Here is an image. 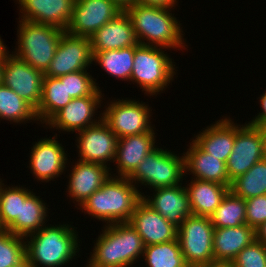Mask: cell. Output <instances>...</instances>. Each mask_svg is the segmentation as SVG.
<instances>
[{
	"label": "cell",
	"mask_w": 266,
	"mask_h": 267,
	"mask_svg": "<svg viewBox=\"0 0 266 267\" xmlns=\"http://www.w3.org/2000/svg\"><path fill=\"white\" fill-rule=\"evenodd\" d=\"M151 191H154L152 196L144 195L142 199L177 228L192 215L185 185L156 188Z\"/></svg>",
	"instance_id": "ffe728a7"
},
{
	"label": "cell",
	"mask_w": 266,
	"mask_h": 267,
	"mask_svg": "<svg viewBox=\"0 0 266 267\" xmlns=\"http://www.w3.org/2000/svg\"><path fill=\"white\" fill-rule=\"evenodd\" d=\"M0 267H27L23 237L0 228Z\"/></svg>",
	"instance_id": "e575fe53"
},
{
	"label": "cell",
	"mask_w": 266,
	"mask_h": 267,
	"mask_svg": "<svg viewBox=\"0 0 266 267\" xmlns=\"http://www.w3.org/2000/svg\"><path fill=\"white\" fill-rule=\"evenodd\" d=\"M98 89L93 95L72 99L63 109L57 112L43 127L59 132H79L97 124L102 119V111L95 118L98 108L102 107L104 94ZM98 118V119H97Z\"/></svg>",
	"instance_id": "7c38bea8"
},
{
	"label": "cell",
	"mask_w": 266,
	"mask_h": 267,
	"mask_svg": "<svg viewBox=\"0 0 266 267\" xmlns=\"http://www.w3.org/2000/svg\"><path fill=\"white\" fill-rule=\"evenodd\" d=\"M137 3L142 5L171 8V9L176 8L175 7L176 5L178 6V0H137Z\"/></svg>",
	"instance_id": "ab89813d"
},
{
	"label": "cell",
	"mask_w": 266,
	"mask_h": 267,
	"mask_svg": "<svg viewBox=\"0 0 266 267\" xmlns=\"http://www.w3.org/2000/svg\"><path fill=\"white\" fill-rule=\"evenodd\" d=\"M113 2L121 11H126L130 7L137 3V0H110Z\"/></svg>",
	"instance_id": "60d3db41"
},
{
	"label": "cell",
	"mask_w": 266,
	"mask_h": 267,
	"mask_svg": "<svg viewBox=\"0 0 266 267\" xmlns=\"http://www.w3.org/2000/svg\"><path fill=\"white\" fill-rule=\"evenodd\" d=\"M58 78L66 80V89L72 99L91 96L100 89L97 86L96 79L87 70L68 73Z\"/></svg>",
	"instance_id": "d590c367"
},
{
	"label": "cell",
	"mask_w": 266,
	"mask_h": 267,
	"mask_svg": "<svg viewBox=\"0 0 266 267\" xmlns=\"http://www.w3.org/2000/svg\"><path fill=\"white\" fill-rule=\"evenodd\" d=\"M129 223L141 236L145 246L165 243L177 238V227L143 199L136 206Z\"/></svg>",
	"instance_id": "e0dca14e"
},
{
	"label": "cell",
	"mask_w": 266,
	"mask_h": 267,
	"mask_svg": "<svg viewBox=\"0 0 266 267\" xmlns=\"http://www.w3.org/2000/svg\"><path fill=\"white\" fill-rule=\"evenodd\" d=\"M117 100L107 103L102 113V120L118 138L154 132L155 128L150 121L152 109L148 104L135 99Z\"/></svg>",
	"instance_id": "9c48e42d"
},
{
	"label": "cell",
	"mask_w": 266,
	"mask_h": 267,
	"mask_svg": "<svg viewBox=\"0 0 266 267\" xmlns=\"http://www.w3.org/2000/svg\"><path fill=\"white\" fill-rule=\"evenodd\" d=\"M259 101L261 111L257 114V116L255 115V117H253V119L248 123L250 125L263 129L266 128V91L261 94V96L259 97Z\"/></svg>",
	"instance_id": "f35d334b"
},
{
	"label": "cell",
	"mask_w": 266,
	"mask_h": 267,
	"mask_svg": "<svg viewBox=\"0 0 266 267\" xmlns=\"http://www.w3.org/2000/svg\"><path fill=\"white\" fill-rule=\"evenodd\" d=\"M200 267H235L232 262H217L214 261L208 265L200 266Z\"/></svg>",
	"instance_id": "7bdbcfd3"
},
{
	"label": "cell",
	"mask_w": 266,
	"mask_h": 267,
	"mask_svg": "<svg viewBox=\"0 0 266 267\" xmlns=\"http://www.w3.org/2000/svg\"><path fill=\"white\" fill-rule=\"evenodd\" d=\"M214 226L210 217L188 216L177 228V239L189 267H200L214 262Z\"/></svg>",
	"instance_id": "ba28073f"
},
{
	"label": "cell",
	"mask_w": 266,
	"mask_h": 267,
	"mask_svg": "<svg viewBox=\"0 0 266 267\" xmlns=\"http://www.w3.org/2000/svg\"><path fill=\"white\" fill-rule=\"evenodd\" d=\"M184 176V155L179 156L174 151L157 146L146 155L128 179L137 188L142 185L153 190L184 184Z\"/></svg>",
	"instance_id": "52a82bcc"
},
{
	"label": "cell",
	"mask_w": 266,
	"mask_h": 267,
	"mask_svg": "<svg viewBox=\"0 0 266 267\" xmlns=\"http://www.w3.org/2000/svg\"><path fill=\"white\" fill-rule=\"evenodd\" d=\"M17 44L12 53L43 73L49 67L64 30L19 19Z\"/></svg>",
	"instance_id": "8992f818"
},
{
	"label": "cell",
	"mask_w": 266,
	"mask_h": 267,
	"mask_svg": "<svg viewBox=\"0 0 266 267\" xmlns=\"http://www.w3.org/2000/svg\"><path fill=\"white\" fill-rule=\"evenodd\" d=\"M56 139H58L56 133L54 137L41 138L32 144L30 150L29 166L27 167L30 168L35 179L43 183L54 181L67 170L68 155L65 153V147Z\"/></svg>",
	"instance_id": "9a60e30c"
},
{
	"label": "cell",
	"mask_w": 266,
	"mask_h": 267,
	"mask_svg": "<svg viewBox=\"0 0 266 267\" xmlns=\"http://www.w3.org/2000/svg\"><path fill=\"white\" fill-rule=\"evenodd\" d=\"M0 118L15 124L38 121L35 109L4 85H0Z\"/></svg>",
	"instance_id": "4dcf8cb0"
},
{
	"label": "cell",
	"mask_w": 266,
	"mask_h": 267,
	"mask_svg": "<svg viewBox=\"0 0 266 267\" xmlns=\"http://www.w3.org/2000/svg\"><path fill=\"white\" fill-rule=\"evenodd\" d=\"M4 60H0V85H3Z\"/></svg>",
	"instance_id": "f6af8a7d"
},
{
	"label": "cell",
	"mask_w": 266,
	"mask_h": 267,
	"mask_svg": "<svg viewBox=\"0 0 266 267\" xmlns=\"http://www.w3.org/2000/svg\"><path fill=\"white\" fill-rule=\"evenodd\" d=\"M92 62L100 65L111 77L130 81L133 69L135 46L125 47L116 50L92 52Z\"/></svg>",
	"instance_id": "f1b7e54d"
},
{
	"label": "cell",
	"mask_w": 266,
	"mask_h": 267,
	"mask_svg": "<svg viewBox=\"0 0 266 267\" xmlns=\"http://www.w3.org/2000/svg\"><path fill=\"white\" fill-rule=\"evenodd\" d=\"M40 197L33 192L25 201H21L20 217H17L6 229L14 235L25 238L46 225L50 209Z\"/></svg>",
	"instance_id": "4316f807"
},
{
	"label": "cell",
	"mask_w": 266,
	"mask_h": 267,
	"mask_svg": "<svg viewBox=\"0 0 266 267\" xmlns=\"http://www.w3.org/2000/svg\"><path fill=\"white\" fill-rule=\"evenodd\" d=\"M3 39H1L0 36V60H4L6 56L10 53L9 50H7V46L4 45Z\"/></svg>",
	"instance_id": "ee69618b"
},
{
	"label": "cell",
	"mask_w": 266,
	"mask_h": 267,
	"mask_svg": "<svg viewBox=\"0 0 266 267\" xmlns=\"http://www.w3.org/2000/svg\"><path fill=\"white\" fill-rule=\"evenodd\" d=\"M44 73L33 68L13 53L4 59L3 85L12 89L35 110L42 97Z\"/></svg>",
	"instance_id": "5bb4252c"
},
{
	"label": "cell",
	"mask_w": 266,
	"mask_h": 267,
	"mask_svg": "<svg viewBox=\"0 0 266 267\" xmlns=\"http://www.w3.org/2000/svg\"><path fill=\"white\" fill-rule=\"evenodd\" d=\"M77 133L75 140L79 157L77 160L98 163L108 167L111 171L109 166L115 158L118 137L109 126L101 119L97 124Z\"/></svg>",
	"instance_id": "4fadbf2b"
},
{
	"label": "cell",
	"mask_w": 266,
	"mask_h": 267,
	"mask_svg": "<svg viewBox=\"0 0 266 267\" xmlns=\"http://www.w3.org/2000/svg\"><path fill=\"white\" fill-rule=\"evenodd\" d=\"M256 240L255 229L242 224L237 227L214 228V261L232 262L237 254Z\"/></svg>",
	"instance_id": "d4e9b609"
},
{
	"label": "cell",
	"mask_w": 266,
	"mask_h": 267,
	"mask_svg": "<svg viewBox=\"0 0 266 267\" xmlns=\"http://www.w3.org/2000/svg\"><path fill=\"white\" fill-rule=\"evenodd\" d=\"M28 187L7 186L0 178V228L6 229L17 217H20L21 201L31 194Z\"/></svg>",
	"instance_id": "836d02e7"
},
{
	"label": "cell",
	"mask_w": 266,
	"mask_h": 267,
	"mask_svg": "<svg viewBox=\"0 0 266 267\" xmlns=\"http://www.w3.org/2000/svg\"><path fill=\"white\" fill-rule=\"evenodd\" d=\"M189 148L184 155L185 177L192 175L194 179L212 181L230 188L226 162L218 160L215 156L206 153L194 140L191 139ZM191 172V173H190Z\"/></svg>",
	"instance_id": "603a6c76"
},
{
	"label": "cell",
	"mask_w": 266,
	"mask_h": 267,
	"mask_svg": "<svg viewBox=\"0 0 266 267\" xmlns=\"http://www.w3.org/2000/svg\"><path fill=\"white\" fill-rule=\"evenodd\" d=\"M144 195L127 177L115 173L77 209L106 225L129 222Z\"/></svg>",
	"instance_id": "6da1fadb"
},
{
	"label": "cell",
	"mask_w": 266,
	"mask_h": 267,
	"mask_svg": "<svg viewBox=\"0 0 266 267\" xmlns=\"http://www.w3.org/2000/svg\"><path fill=\"white\" fill-rule=\"evenodd\" d=\"M54 225H44L24 238L27 267H62L76 259L81 246L77 227L67 223Z\"/></svg>",
	"instance_id": "7a4b0ae2"
},
{
	"label": "cell",
	"mask_w": 266,
	"mask_h": 267,
	"mask_svg": "<svg viewBox=\"0 0 266 267\" xmlns=\"http://www.w3.org/2000/svg\"><path fill=\"white\" fill-rule=\"evenodd\" d=\"M262 134L264 137V148H265V158H266V128L262 129Z\"/></svg>",
	"instance_id": "bcb514c9"
},
{
	"label": "cell",
	"mask_w": 266,
	"mask_h": 267,
	"mask_svg": "<svg viewBox=\"0 0 266 267\" xmlns=\"http://www.w3.org/2000/svg\"><path fill=\"white\" fill-rule=\"evenodd\" d=\"M103 226L86 267H132L137 263L145 245L132 225L122 222Z\"/></svg>",
	"instance_id": "3957f363"
},
{
	"label": "cell",
	"mask_w": 266,
	"mask_h": 267,
	"mask_svg": "<svg viewBox=\"0 0 266 267\" xmlns=\"http://www.w3.org/2000/svg\"><path fill=\"white\" fill-rule=\"evenodd\" d=\"M16 2L20 9L19 19L52 25L65 31L72 17L75 0H16Z\"/></svg>",
	"instance_id": "ac0fdd59"
},
{
	"label": "cell",
	"mask_w": 266,
	"mask_h": 267,
	"mask_svg": "<svg viewBox=\"0 0 266 267\" xmlns=\"http://www.w3.org/2000/svg\"><path fill=\"white\" fill-rule=\"evenodd\" d=\"M68 177L67 196L77 203L79 207L95 191L102 187V184L111 175L110 169L104 165L91 162L78 161L73 163ZM76 201V202H75Z\"/></svg>",
	"instance_id": "d6986e66"
},
{
	"label": "cell",
	"mask_w": 266,
	"mask_h": 267,
	"mask_svg": "<svg viewBox=\"0 0 266 267\" xmlns=\"http://www.w3.org/2000/svg\"><path fill=\"white\" fill-rule=\"evenodd\" d=\"M171 8L136 3L126 10L138 43L178 50L186 49L183 27L171 13Z\"/></svg>",
	"instance_id": "277c9868"
},
{
	"label": "cell",
	"mask_w": 266,
	"mask_h": 267,
	"mask_svg": "<svg viewBox=\"0 0 266 267\" xmlns=\"http://www.w3.org/2000/svg\"><path fill=\"white\" fill-rule=\"evenodd\" d=\"M265 158L262 129L249 123H235V142L227 159L228 178L233 181L246 173L256 162Z\"/></svg>",
	"instance_id": "30bf717a"
},
{
	"label": "cell",
	"mask_w": 266,
	"mask_h": 267,
	"mask_svg": "<svg viewBox=\"0 0 266 267\" xmlns=\"http://www.w3.org/2000/svg\"><path fill=\"white\" fill-rule=\"evenodd\" d=\"M211 126L201 129L193 140L206 152L218 160L227 162L235 142V123L230 117L222 116ZM195 138V139H194Z\"/></svg>",
	"instance_id": "cb8c5ba5"
},
{
	"label": "cell",
	"mask_w": 266,
	"mask_h": 267,
	"mask_svg": "<svg viewBox=\"0 0 266 267\" xmlns=\"http://www.w3.org/2000/svg\"><path fill=\"white\" fill-rule=\"evenodd\" d=\"M235 267H266V245L254 240L232 261Z\"/></svg>",
	"instance_id": "8d00e7d4"
},
{
	"label": "cell",
	"mask_w": 266,
	"mask_h": 267,
	"mask_svg": "<svg viewBox=\"0 0 266 267\" xmlns=\"http://www.w3.org/2000/svg\"><path fill=\"white\" fill-rule=\"evenodd\" d=\"M246 202V224L254 229L266 222V194L252 197Z\"/></svg>",
	"instance_id": "74e56055"
},
{
	"label": "cell",
	"mask_w": 266,
	"mask_h": 267,
	"mask_svg": "<svg viewBox=\"0 0 266 267\" xmlns=\"http://www.w3.org/2000/svg\"><path fill=\"white\" fill-rule=\"evenodd\" d=\"M256 240L266 245V222L255 229Z\"/></svg>",
	"instance_id": "b9f144b4"
},
{
	"label": "cell",
	"mask_w": 266,
	"mask_h": 267,
	"mask_svg": "<svg viewBox=\"0 0 266 267\" xmlns=\"http://www.w3.org/2000/svg\"><path fill=\"white\" fill-rule=\"evenodd\" d=\"M164 49V51H163ZM164 47L135 45L133 69L130 81L140 87L147 96H157L174 81L177 74L176 63ZM173 60V61H172ZM176 71V72H175ZM160 92V93H159Z\"/></svg>",
	"instance_id": "5b68a950"
},
{
	"label": "cell",
	"mask_w": 266,
	"mask_h": 267,
	"mask_svg": "<svg viewBox=\"0 0 266 267\" xmlns=\"http://www.w3.org/2000/svg\"><path fill=\"white\" fill-rule=\"evenodd\" d=\"M192 215L210 217L220 205L229 187L212 181L194 179L185 184Z\"/></svg>",
	"instance_id": "484cf974"
},
{
	"label": "cell",
	"mask_w": 266,
	"mask_h": 267,
	"mask_svg": "<svg viewBox=\"0 0 266 267\" xmlns=\"http://www.w3.org/2000/svg\"><path fill=\"white\" fill-rule=\"evenodd\" d=\"M156 133L146 132L118 138L115 152L118 177H129L146 155L156 148Z\"/></svg>",
	"instance_id": "44dd1931"
},
{
	"label": "cell",
	"mask_w": 266,
	"mask_h": 267,
	"mask_svg": "<svg viewBox=\"0 0 266 267\" xmlns=\"http://www.w3.org/2000/svg\"><path fill=\"white\" fill-rule=\"evenodd\" d=\"M210 219L214 228L237 227L246 224L245 199L234 195L229 190Z\"/></svg>",
	"instance_id": "1f68e13d"
},
{
	"label": "cell",
	"mask_w": 266,
	"mask_h": 267,
	"mask_svg": "<svg viewBox=\"0 0 266 267\" xmlns=\"http://www.w3.org/2000/svg\"><path fill=\"white\" fill-rule=\"evenodd\" d=\"M229 190L245 200L266 194V158L231 181Z\"/></svg>",
	"instance_id": "f546056e"
},
{
	"label": "cell",
	"mask_w": 266,
	"mask_h": 267,
	"mask_svg": "<svg viewBox=\"0 0 266 267\" xmlns=\"http://www.w3.org/2000/svg\"><path fill=\"white\" fill-rule=\"evenodd\" d=\"M121 10L110 0H75L66 32L90 38Z\"/></svg>",
	"instance_id": "2e32d148"
},
{
	"label": "cell",
	"mask_w": 266,
	"mask_h": 267,
	"mask_svg": "<svg viewBox=\"0 0 266 267\" xmlns=\"http://www.w3.org/2000/svg\"><path fill=\"white\" fill-rule=\"evenodd\" d=\"M92 52L116 50L138 45L134 28L126 11H121L91 37Z\"/></svg>",
	"instance_id": "7402d4cb"
},
{
	"label": "cell",
	"mask_w": 266,
	"mask_h": 267,
	"mask_svg": "<svg viewBox=\"0 0 266 267\" xmlns=\"http://www.w3.org/2000/svg\"><path fill=\"white\" fill-rule=\"evenodd\" d=\"M92 59L90 38L64 31L44 76L60 77L79 70H88L93 64Z\"/></svg>",
	"instance_id": "8fae6325"
},
{
	"label": "cell",
	"mask_w": 266,
	"mask_h": 267,
	"mask_svg": "<svg viewBox=\"0 0 266 267\" xmlns=\"http://www.w3.org/2000/svg\"><path fill=\"white\" fill-rule=\"evenodd\" d=\"M147 267H189L180 249L178 239L145 246L141 260Z\"/></svg>",
	"instance_id": "d6a6232c"
},
{
	"label": "cell",
	"mask_w": 266,
	"mask_h": 267,
	"mask_svg": "<svg viewBox=\"0 0 266 267\" xmlns=\"http://www.w3.org/2000/svg\"><path fill=\"white\" fill-rule=\"evenodd\" d=\"M71 100L66 89V80L44 76L41 101L35 110L42 127Z\"/></svg>",
	"instance_id": "83f0119b"
}]
</instances>
